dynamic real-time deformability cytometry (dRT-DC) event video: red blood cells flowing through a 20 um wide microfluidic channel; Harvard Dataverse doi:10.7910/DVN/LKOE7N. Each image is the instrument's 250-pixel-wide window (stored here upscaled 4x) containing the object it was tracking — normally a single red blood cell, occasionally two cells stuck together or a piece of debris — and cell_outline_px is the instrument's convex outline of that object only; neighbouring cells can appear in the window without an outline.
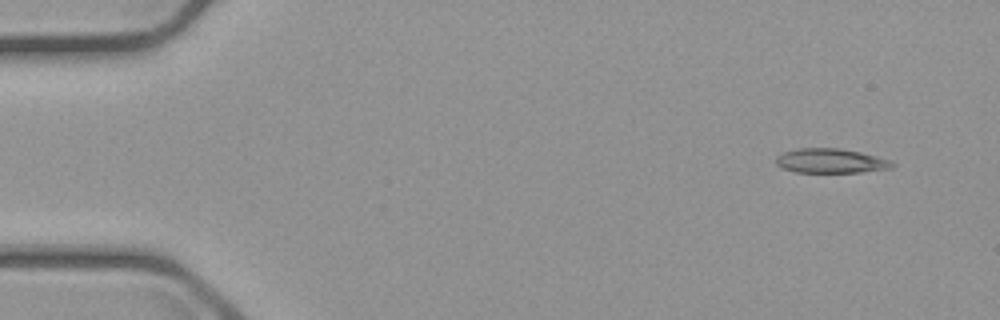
{"species": "common noctule bat (a hibernating species)", "species_latin": "Nyctalus noctula", "temperature_condition": "cold", "stored_images_in_passage": 7, "camera_frame_rate_fps": 3000, "um_per_image_px": 0.085, "animal": {"sex": "male", "body_mass_g": 23.1, "forearm_length_mm": 52.7}, "frame": {"image": 1, "passage_image": 1, "time_ms": 0.0, "image_size_px": [1000, 320], "cell_outline_px": [[896, 164], [892, 168], [860, 172], [796, 172], [780, 168], [776, 164], [776, 156], [784, 152], [800, 148], [840, 148], [860, 152], [892, 160]], "centroid_in_image_um": [70.62, 13.67], "position_along_channel_um": 14.4, "area_um2": 16.65}}
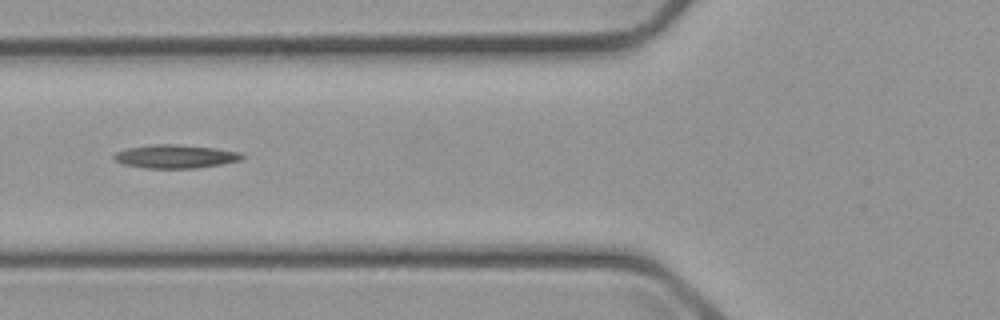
{"frame": {"image": 2, "passage_image": 5, "time_ms": 5.667, "image_size_px": [1000, 320], "cell_outline_px": [[248, 156], [244, 160], [196, 168], [144, 168], [124, 164], [116, 160], [112, 156], [116, 152], [128, 148], [152, 144], [176, 144], [216, 148], [240, 152]], "centroid_in_image_um": [14.97, 13.29], "position_along_channel_um": 110.8, "area_um2": 17.63}}
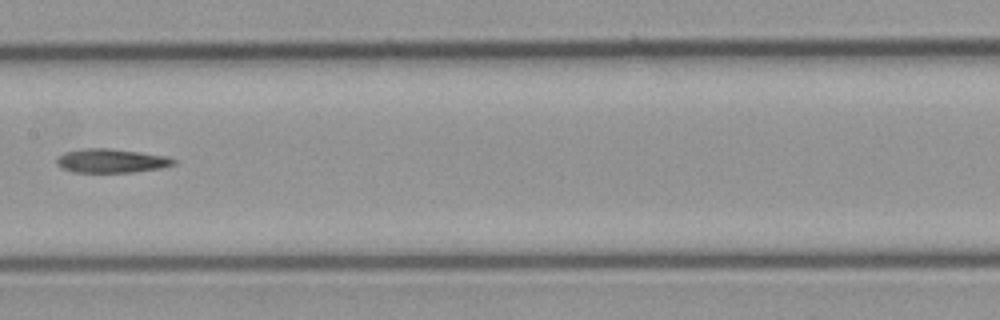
{"frame": {"image": 3, "passage_image": 7, "time_ms": 8.0, "image_size_px": [1000, 320], "cell_outline_px": [[176, 164], [160, 168], [132, 172], [72, 172], [56, 164], [56, 160], [64, 152], [84, 148], [108, 148], [140, 152], [168, 156], [176, 160]], "centroid_in_image_um": [9.48, 13.66], "position_along_channel_um": 197.9, "area_um2": 16.24}}